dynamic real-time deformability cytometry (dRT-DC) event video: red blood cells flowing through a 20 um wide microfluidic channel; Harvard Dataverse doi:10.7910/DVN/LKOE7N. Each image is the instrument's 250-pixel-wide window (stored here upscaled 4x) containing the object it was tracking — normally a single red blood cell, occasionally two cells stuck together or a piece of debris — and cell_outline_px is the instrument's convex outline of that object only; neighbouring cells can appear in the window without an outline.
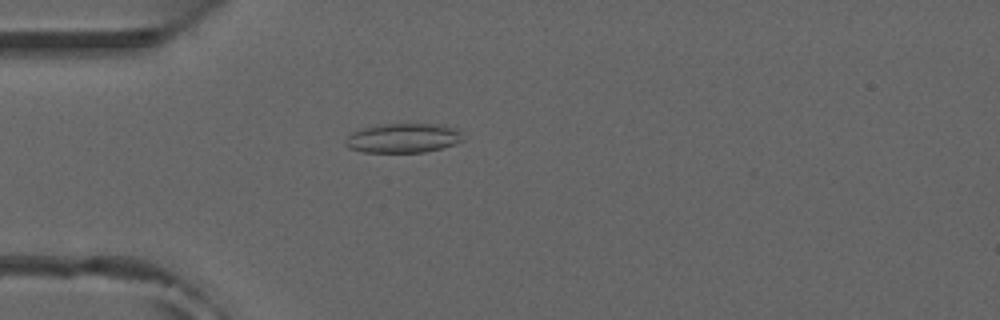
{"species": "common noctule bat (a hibernating species)", "species_latin": "Nyctalus noctula", "temperature_condition": "room temperature", "stored_images_in_passage": 44, "camera_frame_rate_fps": 3000, "um_per_image_px": 0.085, "animal": {"sex": "male", "forearm_length_mm": 52.5}, "frame": {"image": 1, "passage_image": 7, "time_ms": 2.0, "image_size_px": [1000, 320], "cell_outline_px": [[464, 140], [456, 144], [424, 152], [364, 152], [348, 148], [344, 144], [344, 140], [352, 132], [376, 124], [444, 124], [456, 128], [460, 132]], "centroid_in_image_um": [34.27, 11.73], "position_along_channel_um": 50.7, "area_um2": 20.29}}
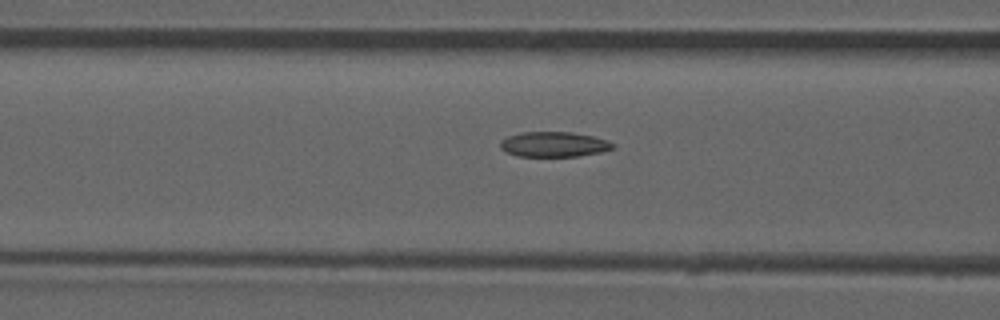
{"frame": {"image": 2, "passage_image": 13, "time_ms": 4.0, "image_size_px": [1000, 320], "cell_outline_px": [[616, 148], [600, 152], [576, 156], [516, 156], [500, 148], [500, 140], [508, 136], [520, 132], [572, 132], [592, 136], [608, 140], [616, 144]], "centroid_in_image_um": [47.1, 12.26], "position_along_channel_um": 119.5, "area_um2": 16.53}}